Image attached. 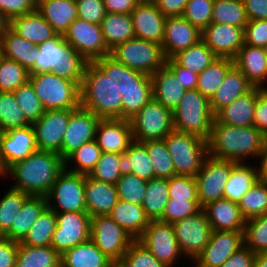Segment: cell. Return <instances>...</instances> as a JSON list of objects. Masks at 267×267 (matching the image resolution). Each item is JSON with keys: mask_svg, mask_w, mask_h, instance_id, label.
<instances>
[{"mask_svg": "<svg viewBox=\"0 0 267 267\" xmlns=\"http://www.w3.org/2000/svg\"><path fill=\"white\" fill-rule=\"evenodd\" d=\"M64 169V159L58 153L37 150L11 165L6 177L14 179L11 188L32 196H47Z\"/></svg>", "mask_w": 267, "mask_h": 267, "instance_id": "obj_1", "label": "cell"}, {"mask_svg": "<svg viewBox=\"0 0 267 267\" xmlns=\"http://www.w3.org/2000/svg\"><path fill=\"white\" fill-rule=\"evenodd\" d=\"M265 137L254 126H230L219 123L214 118L208 140L209 155L218 159L249 163L250 158H259Z\"/></svg>", "mask_w": 267, "mask_h": 267, "instance_id": "obj_2", "label": "cell"}, {"mask_svg": "<svg viewBox=\"0 0 267 267\" xmlns=\"http://www.w3.org/2000/svg\"><path fill=\"white\" fill-rule=\"evenodd\" d=\"M88 63L64 40L63 35L57 34L54 38L36 46V61L29 74L53 72L58 77L81 86Z\"/></svg>", "mask_w": 267, "mask_h": 267, "instance_id": "obj_3", "label": "cell"}, {"mask_svg": "<svg viewBox=\"0 0 267 267\" xmlns=\"http://www.w3.org/2000/svg\"><path fill=\"white\" fill-rule=\"evenodd\" d=\"M81 107L101 119L122 118V96L113 85L112 78L93 63L86 66L80 86Z\"/></svg>", "mask_w": 267, "mask_h": 267, "instance_id": "obj_4", "label": "cell"}, {"mask_svg": "<svg viewBox=\"0 0 267 267\" xmlns=\"http://www.w3.org/2000/svg\"><path fill=\"white\" fill-rule=\"evenodd\" d=\"M214 118L207 98L197 89L185 90L178 107L173 112L174 130L190 133L208 141Z\"/></svg>", "mask_w": 267, "mask_h": 267, "instance_id": "obj_5", "label": "cell"}, {"mask_svg": "<svg viewBox=\"0 0 267 267\" xmlns=\"http://www.w3.org/2000/svg\"><path fill=\"white\" fill-rule=\"evenodd\" d=\"M29 82L45 110L78 109L80 86L73 81L58 77L53 72L29 76Z\"/></svg>", "mask_w": 267, "mask_h": 267, "instance_id": "obj_6", "label": "cell"}, {"mask_svg": "<svg viewBox=\"0 0 267 267\" xmlns=\"http://www.w3.org/2000/svg\"><path fill=\"white\" fill-rule=\"evenodd\" d=\"M164 140L176 175L195 177L209 155L208 141L199 136L176 130L170 132Z\"/></svg>", "mask_w": 267, "mask_h": 267, "instance_id": "obj_7", "label": "cell"}, {"mask_svg": "<svg viewBox=\"0 0 267 267\" xmlns=\"http://www.w3.org/2000/svg\"><path fill=\"white\" fill-rule=\"evenodd\" d=\"M110 57L130 69L149 76L166 62L162 45L136 37L116 45L110 50Z\"/></svg>", "mask_w": 267, "mask_h": 267, "instance_id": "obj_8", "label": "cell"}, {"mask_svg": "<svg viewBox=\"0 0 267 267\" xmlns=\"http://www.w3.org/2000/svg\"><path fill=\"white\" fill-rule=\"evenodd\" d=\"M84 194L85 175L64 169L46 196L47 206L56 213L87 212Z\"/></svg>", "mask_w": 267, "mask_h": 267, "instance_id": "obj_9", "label": "cell"}, {"mask_svg": "<svg viewBox=\"0 0 267 267\" xmlns=\"http://www.w3.org/2000/svg\"><path fill=\"white\" fill-rule=\"evenodd\" d=\"M133 138L138 142L162 140L174 130L173 112L151 99L129 119Z\"/></svg>", "mask_w": 267, "mask_h": 267, "instance_id": "obj_10", "label": "cell"}, {"mask_svg": "<svg viewBox=\"0 0 267 267\" xmlns=\"http://www.w3.org/2000/svg\"><path fill=\"white\" fill-rule=\"evenodd\" d=\"M90 239L116 265L121 261L129 246L135 241L109 215L91 218Z\"/></svg>", "mask_w": 267, "mask_h": 267, "instance_id": "obj_11", "label": "cell"}, {"mask_svg": "<svg viewBox=\"0 0 267 267\" xmlns=\"http://www.w3.org/2000/svg\"><path fill=\"white\" fill-rule=\"evenodd\" d=\"M238 162L208 155L195 176L200 206L223 199L224 186L231 170Z\"/></svg>", "mask_w": 267, "mask_h": 267, "instance_id": "obj_12", "label": "cell"}, {"mask_svg": "<svg viewBox=\"0 0 267 267\" xmlns=\"http://www.w3.org/2000/svg\"><path fill=\"white\" fill-rule=\"evenodd\" d=\"M172 225L183 257L194 261L208 244L212 233L204 210L173 222Z\"/></svg>", "mask_w": 267, "mask_h": 267, "instance_id": "obj_13", "label": "cell"}, {"mask_svg": "<svg viewBox=\"0 0 267 267\" xmlns=\"http://www.w3.org/2000/svg\"><path fill=\"white\" fill-rule=\"evenodd\" d=\"M64 40L88 62L110 56L106 46L100 24L74 20L63 35Z\"/></svg>", "mask_w": 267, "mask_h": 267, "instance_id": "obj_14", "label": "cell"}, {"mask_svg": "<svg viewBox=\"0 0 267 267\" xmlns=\"http://www.w3.org/2000/svg\"><path fill=\"white\" fill-rule=\"evenodd\" d=\"M91 218L87 212L56 213V227L51 246L61 255L64 251L89 240Z\"/></svg>", "mask_w": 267, "mask_h": 267, "instance_id": "obj_15", "label": "cell"}, {"mask_svg": "<svg viewBox=\"0 0 267 267\" xmlns=\"http://www.w3.org/2000/svg\"><path fill=\"white\" fill-rule=\"evenodd\" d=\"M138 241L168 267H175L178 259H182L172 223L150 220Z\"/></svg>", "mask_w": 267, "mask_h": 267, "instance_id": "obj_16", "label": "cell"}, {"mask_svg": "<svg viewBox=\"0 0 267 267\" xmlns=\"http://www.w3.org/2000/svg\"><path fill=\"white\" fill-rule=\"evenodd\" d=\"M70 118V110H46L32 124L35 132L37 149L56 152L61 156V145Z\"/></svg>", "mask_w": 267, "mask_h": 267, "instance_id": "obj_17", "label": "cell"}, {"mask_svg": "<svg viewBox=\"0 0 267 267\" xmlns=\"http://www.w3.org/2000/svg\"><path fill=\"white\" fill-rule=\"evenodd\" d=\"M100 119L81 106L70 109V118L61 145V157L64 160L84 143L95 140Z\"/></svg>", "mask_w": 267, "mask_h": 267, "instance_id": "obj_18", "label": "cell"}, {"mask_svg": "<svg viewBox=\"0 0 267 267\" xmlns=\"http://www.w3.org/2000/svg\"><path fill=\"white\" fill-rule=\"evenodd\" d=\"M243 246L244 231L212 230L208 244L192 263L196 267H221Z\"/></svg>", "mask_w": 267, "mask_h": 267, "instance_id": "obj_19", "label": "cell"}, {"mask_svg": "<svg viewBox=\"0 0 267 267\" xmlns=\"http://www.w3.org/2000/svg\"><path fill=\"white\" fill-rule=\"evenodd\" d=\"M201 40L217 57L234 59L244 45V28L211 23L202 31Z\"/></svg>", "mask_w": 267, "mask_h": 267, "instance_id": "obj_20", "label": "cell"}, {"mask_svg": "<svg viewBox=\"0 0 267 267\" xmlns=\"http://www.w3.org/2000/svg\"><path fill=\"white\" fill-rule=\"evenodd\" d=\"M37 150L32 125L0 133V158L6 170Z\"/></svg>", "mask_w": 267, "mask_h": 267, "instance_id": "obj_21", "label": "cell"}, {"mask_svg": "<svg viewBox=\"0 0 267 267\" xmlns=\"http://www.w3.org/2000/svg\"><path fill=\"white\" fill-rule=\"evenodd\" d=\"M131 19L136 38L162 45L166 17L152 0L140 1L131 12Z\"/></svg>", "mask_w": 267, "mask_h": 267, "instance_id": "obj_22", "label": "cell"}, {"mask_svg": "<svg viewBox=\"0 0 267 267\" xmlns=\"http://www.w3.org/2000/svg\"><path fill=\"white\" fill-rule=\"evenodd\" d=\"M95 140L102 152L125 153L134 141L128 119H100Z\"/></svg>", "mask_w": 267, "mask_h": 267, "instance_id": "obj_23", "label": "cell"}, {"mask_svg": "<svg viewBox=\"0 0 267 267\" xmlns=\"http://www.w3.org/2000/svg\"><path fill=\"white\" fill-rule=\"evenodd\" d=\"M202 32L183 16L166 17L162 50L166 59L177 52L195 45L201 40Z\"/></svg>", "mask_w": 267, "mask_h": 267, "instance_id": "obj_24", "label": "cell"}, {"mask_svg": "<svg viewBox=\"0 0 267 267\" xmlns=\"http://www.w3.org/2000/svg\"><path fill=\"white\" fill-rule=\"evenodd\" d=\"M93 63L105 76L112 78L113 85L121 96L129 89H152L151 76L130 69L110 56L99 58Z\"/></svg>", "mask_w": 267, "mask_h": 267, "instance_id": "obj_25", "label": "cell"}, {"mask_svg": "<svg viewBox=\"0 0 267 267\" xmlns=\"http://www.w3.org/2000/svg\"><path fill=\"white\" fill-rule=\"evenodd\" d=\"M234 64L253 87L267 89V56L262 47L244 44L234 58Z\"/></svg>", "mask_w": 267, "mask_h": 267, "instance_id": "obj_26", "label": "cell"}, {"mask_svg": "<svg viewBox=\"0 0 267 267\" xmlns=\"http://www.w3.org/2000/svg\"><path fill=\"white\" fill-rule=\"evenodd\" d=\"M202 209L212 230L244 231L246 220L238 203L223 198L206 204Z\"/></svg>", "mask_w": 267, "mask_h": 267, "instance_id": "obj_27", "label": "cell"}, {"mask_svg": "<svg viewBox=\"0 0 267 267\" xmlns=\"http://www.w3.org/2000/svg\"><path fill=\"white\" fill-rule=\"evenodd\" d=\"M85 203L91 217L108 215L118 201L116 186L85 175Z\"/></svg>", "mask_w": 267, "mask_h": 267, "instance_id": "obj_28", "label": "cell"}, {"mask_svg": "<svg viewBox=\"0 0 267 267\" xmlns=\"http://www.w3.org/2000/svg\"><path fill=\"white\" fill-rule=\"evenodd\" d=\"M37 11L59 35L78 18L76 0H37Z\"/></svg>", "mask_w": 267, "mask_h": 267, "instance_id": "obj_29", "label": "cell"}, {"mask_svg": "<svg viewBox=\"0 0 267 267\" xmlns=\"http://www.w3.org/2000/svg\"><path fill=\"white\" fill-rule=\"evenodd\" d=\"M9 27L19 36L34 43L36 46L57 35L37 10L13 17L9 21Z\"/></svg>", "mask_w": 267, "mask_h": 267, "instance_id": "obj_30", "label": "cell"}, {"mask_svg": "<svg viewBox=\"0 0 267 267\" xmlns=\"http://www.w3.org/2000/svg\"><path fill=\"white\" fill-rule=\"evenodd\" d=\"M151 79L153 99L174 112L185 92L180 81L166 65L151 75Z\"/></svg>", "mask_w": 267, "mask_h": 267, "instance_id": "obj_31", "label": "cell"}, {"mask_svg": "<svg viewBox=\"0 0 267 267\" xmlns=\"http://www.w3.org/2000/svg\"><path fill=\"white\" fill-rule=\"evenodd\" d=\"M253 86L241 70L234 64L226 73L221 86L210 100V108L215 115L223 107L231 104L235 99L245 95Z\"/></svg>", "mask_w": 267, "mask_h": 267, "instance_id": "obj_32", "label": "cell"}, {"mask_svg": "<svg viewBox=\"0 0 267 267\" xmlns=\"http://www.w3.org/2000/svg\"><path fill=\"white\" fill-rule=\"evenodd\" d=\"M257 100V87L238 97L223 107L214 116L219 123L230 126H253L254 109Z\"/></svg>", "mask_w": 267, "mask_h": 267, "instance_id": "obj_33", "label": "cell"}, {"mask_svg": "<svg viewBox=\"0 0 267 267\" xmlns=\"http://www.w3.org/2000/svg\"><path fill=\"white\" fill-rule=\"evenodd\" d=\"M108 215L126 230L134 240H138L143 235L150 222L142 205L122 199H118Z\"/></svg>", "mask_w": 267, "mask_h": 267, "instance_id": "obj_34", "label": "cell"}, {"mask_svg": "<svg viewBox=\"0 0 267 267\" xmlns=\"http://www.w3.org/2000/svg\"><path fill=\"white\" fill-rule=\"evenodd\" d=\"M60 261L61 267H116L91 239L64 251Z\"/></svg>", "mask_w": 267, "mask_h": 267, "instance_id": "obj_35", "label": "cell"}, {"mask_svg": "<svg viewBox=\"0 0 267 267\" xmlns=\"http://www.w3.org/2000/svg\"><path fill=\"white\" fill-rule=\"evenodd\" d=\"M46 207V196L30 195L25 200L21 210L17 213L10 230L3 237L21 242Z\"/></svg>", "mask_w": 267, "mask_h": 267, "instance_id": "obj_36", "label": "cell"}, {"mask_svg": "<svg viewBox=\"0 0 267 267\" xmlns=\"http://www.w3.org/2000/svg\"><path fill=\"white\" fill-rule=\"evenodd\" d=\"M2 56L18 62L30 71L36 61V45L22 38L10 27L5 31L1 39Z\"/></svg>", "mask_w": 267, "mask_h": 267, "instance_id": "obj_37", "label": "cell"}, {"mask_svg": "<svg viewBox=\"0 0 267 267\" xmlns=\"http://www.w3.org/2000/svg\"><path fill=\"white\" fill-rule=\"evenodd\" d=\"M119 168L122 175L132 173L146 181L155 178L147 148L135 140L125 153L120 154Z\"/></svg>", "mask_w": 267, "mask_h": 267, "instance_id": "obj_38", "label": "cell"}, {"mask_svg": "<svg viewBox=\"0 0 267 267\" xmlns=\"http://www.w3.org/2000/svg\"><path fill=\"white\" fill-rule=\"evenodd\" d=\"M253 165L248 162H239L233 167L224 186V199L238 203L242 196L259 180L257 165Z\"/></svg>", "mask_w": 267, "mask_h": 267, "instance_id": "obj_39", "label": "cell"}, {"mask_svg": "<svg viewBox=\"0 0 267 267\" xmlns=\"http://www.w3.org/2000/svg\"><path fill=\"white\" fill-rule=\"evenodd\" d=\"M100 25L104 42L109 50L135 38L131 14L106 13Z\"/></svg>", "mask_w": 267, "mask_h": 267, "instance_id": "obj_40", "label": "cell"}, {"mask_svg": "<svg viewBox=\"0 0 267 267\" xmlns=\"http://www.w3.org/2000/svg\"><path fill=\"white\" fill-rule=\"evenodd\" d=\"M60 258L52 246H27L18 242L15 267H61Z\"/></svg>", "mask_w": 267, "mask_h": 267, "instance_id": "obj_41", "label": "cell"}, {"mask_svg": "<svg viewBox=\"0 0 267 267\" xmlns=\"http://www.w3.org/2000/svg\"><path fill=\"white\" fill-rule=\"evenodd\" d=\"M234 65V59L217 57L208 67L198 74L197 90L209 101L221 86L226 73Z\"/></svg>", "mask_w": 267, "mask_h": 267, "instance_id": "obj_42", "label": "cell"}, {"mask_svg": "<svg viewBox=\"0 0 267 267\" xmlns=\"http://www.w3.org/2000/svg\"><path fill=\"white\" fill-rule=\"evenodd\" d=\"M169 200L168 179L153 178L147 183L142 201L143 209L150 220H159Z\"/></svg>", "mask_w": 267, "mask_h": 267, "instance_id": "obj_43", "label": "cell"}, {"mask_svg": "<svg viewBox=\"0 0 267 267\" xmlns=\"http://www.w3.org/2000/svg\"><path fill=\"white\" fill-rule=\"evenodd\" d=\"M248 21L243 0H214L211 23L244 28Z\"/></svg>", "mask_w": 267, "mask_h": 267, "instance_id": "obj_44", "label": "cell"}, {"mask_svg": "<svg viewBox=\"0 0 267 267\" xmlns=\"http://www.w3.org/2000/svg\"><path fill=\"white\" fill-rule=\"evenodd\" d=\"M55 227L56 212L47 206L20 243L27 246H51Z\"/></svg>", "mask_w": 267, "mask_h": 267, "instance_id": "obj_45", "label": "cell"}, {"mask_svg": "<svg viewBox=\"0 0 267 267\" xmlns=\"http://www.w3.org/2000/svg\"><path fill=\"white\" fill-rule=\"evenodd\" d=\"M178 65L197 74L208 67L217 56L200 40L193 46L177 52L171 57Z\"/></svg>", "mask_w": 267, "mask_h": 267, "instance_id": "obj_46", "label": "cell"}, {"mask_svg": "<svg viewBox=\"0 0 267 267\" xmlns=\"http://www.w3.org/2000/svg\"><path fill=\"white\" fill-rule=\"evenodd\" d=\"M101 154L102 150L96 140L84 143L64 160L65 169L73 173L89 175L100 159ZM71 162L75 163L74 166H71Z\"/></svg>", "mask_w": 267, "mask_h": 267, "instance_id": "obj_47", "label": "cell"}, {"mask_svg": "<svg viewBox=\"0 0 267 267\" xmlns=\"http://www.w3.org/2000/svg\"><path fill=\"white\" fill-rule=\"evenodd\" d=\"M245 220L267 214V182L258 180L238 202Z\"/></svg>", "mask_w": 267, "mask_h": 267, "instance_id": "obj_48", "label": "cell"}, {"mask_svg": "<svg viewBox=\"0 0 267 267\" xmlns=\"http://www.w3.org/2000/svg\"><path fill=\"white\" fill-rule=\"evenodd\" d=\"M147 148L155 178L169 179L176 175L172 158L165 140H149L142 142Z\"/></svg>", "mask_w": 267, "mask_h": 267, "instance_id": "obj_49", "label": "cell"}, {"mask_svg": "<svg viewBox=\"0 0 267 267\" xmlns=\"http://www.w3.org/2000/svg\"><path fill=\"white\" fill-rule=\"evenodd\" d=\"M28 125L13 92H0V133Z\"/></svg>", "mask_w": 267, "mask_h": 267, "instance_id": "obj_50", "label": "cell"}, {"mask_svg": "<svg viewBox=\"0 0 267 267\" xmlns=\"http://www.w3.org/2000/svg\"><path fill=\"white\" fill-rule=\"evenodd\" d=\"M29 194L14 188L8 189L0 199V237L11 228L17 213L21 210Z\"/></svg>", "mask_w": 267, "mask_h": 267, "instance_id": "obj_51", "label": "cell"}, {"mask_svg": "<svg viewBox=\"0 0 267 267\" xmlns=\"http://www.w3.org/2000/svg\"><path fill=\"white\" fill-rule=\"evenodd\" d=\"M29 71L18 62L0 58V92H14L29 81Z\"/></svg>", "mask_w": 267, "mask_h": 267, "instance_id": "obj_52", "label": "cell"}, {"mask_svg": "<svg viewBox=\"0 0 267 267\" xmlns=\"http://www.w3.org/2000/svg\"><path fill=\"white\" fill-rule=\"evenodd\" d=\"M13 94L26 121L30 125L35 123L45 113L46 110L29 81L16 89Z\"/></svg>", "mask_w": 267, "mask_h": 267, "instance_id": "obj_53", "label": "cell"}, {"mask_svg": "<svg viewBox=\"0 0 267 267\" xmlns=\"http://www.w3.org/2000/svg\"><path fill=\"white\" fill-rule=\"evenodd\" d=\"M244 245L254 253L267 252V214L246 220Z\"/></svg>", "mask_w": 267, "mask_h": 267, "instance_id": "obj_54", "label": "cell"}, {"mask_svg": "<svg viewBox=\"0 0 267 267\" xmlns=\"http://www.w3.org/2000/svg\"><path fill=\"white\" fill-rule=\"evenodd\" d=\"M148 181L140 179L135 174H123L117 183L118 199L142 205Z\"/></svg>", "mask_w": 267, "mask_h": 267, "instance_id": "obj_55", "label": "cell"}, {"mask_svg": "<svg viewBox=\"0 0 267 267\" xmlns=\"http://www.w3.org/2000/svg\"><path fill=\"white\" fill-rule=\"evenodd\" d=\"M116 267H168L160 262L141 242L135 240Z\"/></svg>", "mask_w": 267, "mask_h": 267, "instance_id": "obj_56", "label": "cell"}, {"mask_svg": "<svg viewBox=\"0 0 267 267\" xmlns=\"http://www.w3.org/2000/svg\"><path fill=\"white\" fill-rule=\"evenodd\" d=\"M119 159L120 154L118 153L102 152L100 159L89 176L115 185L122 176L119 168Z\"/></svg>", "mask_w": 267, "mask_h": 267, "instance_id": "obj_57", "label": "cell"}, {"mask_svg": "<svg viewBox=\"0 0 267 267\" xmlns=\"http://www.w3.org/2000/svg\"><path fill=\"white\" fill-rule=\"evenodd\" d=\"M214 0H188L183 17L201 32L211 24Z\"/></svg>", "mask_w": 267, "mask_h": 267, "instance_id": "obj_58", "label": "cell"}, {"mask_svg": "<svg viewBox=\"0 0 267 267\" xmlns=\"http://www.w3.org/2000/svg\"><path fill=\"white\" fill-rule=\"evenodd\" d=\"M169 198L198 201L197 184L194 176L174 175L168 179Z\"/></svg>", "mask_w": 267, "mask_h": 267, "instance_id": "obj_59", "label": "cell"}, {"mask_svg": "<svg viewBox=\"0 0 267 267\" xmlns=\"http://www.w3.org/2000/svg\"><path fill=\"white\" fill-rule=\"evenodd\" d=\"M202 207L199 201L175 200L169 198L163 216L159 219L165 223H173L187 216L198 213Z\"/></svg>", "mask_w": 267, "mask_h": 267, "instance_id": "obj_60", "label": "cell"}, {"mask_svg": "<svg viewBox=\"0 0 267 267\" xmlns=\"http://www.w3.org/2000/svg\"><path fill=\"white\" fill-rule=\"evenodd\" d=\"M151 99H153L152 89H129L126 91L122 96V119H131Z\"/></svg>", "mask_w": 267, "mask_h": 267, "instance_id": "obj_61", "label": "cell"}, {"mask_svg": "<svg viewBox=\"0 0 267 267\" xmlns=\"http://www.w3.org/2000/svg\"><path fill=\"white\" fill-rule=\"evenodd\" d=\"M78 18L95 23L101 24L106 16V9L103 0H76Z\"/></svg>", "mask_w": 267, "mask_h": 267, "instance_id": "obj_62", "label": "cell"}, {"mask_svg": "<svg viewBox=\"0 0 267 267\" xmlns=\"http://www.w3.org/2000/svg\"><path fill=\"white\" fill-rule=\"evenodd\" d=\"M244 44L264 48L267 45V20H249L244 27Z\"/></svg>", "mask_w": 267, "mask_h": 267, "instance_id": "obj_63", "label": "cell"}, {"mask_svg": "<svg viewBox=\"0 0 267 267\" xmlns=\"http://www.w3.org/2000/svg\"><path fill=\"white\" fill-rule=\"evenodd\" d=\"M37 10V0H0V11L10 21Z\"/></svg>", "mask_w": 267, "mask_h": 267, "instance_id": "obj_64", "label": "cell"}, {"mask_svg": "<svg viewBox=\"0 0 267 267\" xmlns=\"http://www.w3.org/2000/svg\"><path fill=\"white\" fill-rule=\"evenodd\" d=\"M165 65L174 73L184 90H194L197 88V73L178 65L172 58L166 59Z\"/></svg>", "mask_w": 267, "mask_h": 267, "instance_id": "obj_65", "label": "cell"}, {"mask_svg": "<svg viewBox=\"0 0 267 267\" xmlns=\"http://www.w3.org/2000/svg\"><path fill=\"white\" fill-rule=\"evenodd\" d=\"M253 126L267 136V89L257 87Z\"/></svg>", "mask_w": 267, "mask_h": 267, "instance_id": "obj_66", "label": "cell"}, {"mask_svg": "<svg viewBox=\"0 0 267 267\" xmlns=\"http://www.w3.org/2000/svg\"><path fill=\"white\" fill-rule=\"evenodd\" d=\"M256 253L245 245L234 252L221 267H254Z\"/></svg>", "mask_w": 267, "mask_h": 267, "instance_id": "obj_67", "label": "cell"}, {"mask_svg": "<svg viewBox=\"0 0 267 267\" xmlns=\"http://www.w3.org/2000/svg\"><path fill=\"white\" fill-rule=\"evenodd\" d=\"M18 242L0 237V267H15Z\"/></svg>", "mask_w": 267, "mask_h": 267, "instance_id": "obj_68", "label": "cell"}, {"mask_svg": "<svg viewBox=\"0 0 267 267\" xmlns=\"http://www.w3.org/2000/svg\"><path fill=\"white\" fill-rule=\"evenodd\" d=\"M165 17L182 16L188 0H152Z\"/></svg>", "mask_w": 267, "mask_h": 267, "instance_id": "obj_69", "label": "cell"}, {"mask_svg": "<svg viewBox=\"0 0 267 267\" xmlns=\"http://www.w3.org/2000/svg\"><path fill=\"white\" fill-rule=\"evenodd\" d=\"M249 20H267V0H243Z\"/></svg>", "mask_w": 267, "mask_h": 267, "instance_id": "obj_70", "label": "cell"}, {"mask_svg": "<svg viewBox=\"0 0 267 267\" xmlns=\"http://www.w3.org/2000/svg\"><path fill=\"white\" fill-rule=\"evenodd\" d=\"M140 0H103L107 13L131 14Z\"/></svg>", "mask_w": 267, "mask_h": 267, "instance_id": "obj_71", "label": "cell"}, {"mask_svg": "<svg viewBox=\"0 0 267 267\" xmlns=\"http://www.w3.org/2000/svg\"><path fill=\"white\" fill-rule=\"evenodd\" d=\"M257 160L260 161L259 164H256L258 168L259 180L267 182V136L264 139L263 148Z\"/></svg>", "mask_w": 267, "mask_h": 267, "instance_id": "obj_72", "label": "cell"}, {"mask_svg": "<svg viewBox=\"0 0 267 267\" xmlns=\"http://www.w3.org/2000/svg\"><path fill=\"white\" fill-rule=\"evenodd\" d=\"M254 267H267V252L256 253Z\"/></svg>", "mask_w": 267, "mask_h": 267, "instance_id": "obj_73", "label": "cell"}, {"mask_svg": "<svg viewBox=\"0 0 267 267\" xmlns=\"http://www.w3.org/2000/svg\"><path fill=\"white\" fill-rule=\"evenodd\" d=\"M8 27H9V20L0 11V42Z\"/></svg>", "mask_w": 267, "mask_h": 267, "instance_id": "obj_74", "label": "cell"}, {"mask_svg": "<svg viewBox=\"0 0 267 267\" xmlns=\"http://www.w3.org/2000/svg\"><path fill=\"white\" fill-rule=\"evenodd\" d=\"M6 174H7V170L6 168L4 167L3 163H2V160L0 158V177L1 178H6ZM3 176V177H2ZM5 176V177H4Z\"/></svg>", "mask_w": 267, "mask_h": 267, "instance_id": "obj_75", "label": "cell"}, {"mask_svg": "<svg viewBox=\"0 0 267 267\" xmlns=\"http://www.w3.org/2000/svg\"><path fill=\"white\" fill-rule=\"evenodd\" d=\"M263 49H264L265 54H266V56H267V45H266Z\"/></svg>", "mask_w": 267, "mask_h": 267, "instance_id": "obj_76", "label": "cell"}, {"mask_svg": "<svg viewBox=\"0 0 267 267\" xmlns=\"http://www.w3.org/2000/svg\"><path fill=\"white\" fill-rule=\"evenodd\" d=\"M2 57V53H1V44H0V58Z\"/></svg>", "mask_w": 267, "mask_h": 267, "instance_id": "obj_77", "label": "cell"}]
</instances>
